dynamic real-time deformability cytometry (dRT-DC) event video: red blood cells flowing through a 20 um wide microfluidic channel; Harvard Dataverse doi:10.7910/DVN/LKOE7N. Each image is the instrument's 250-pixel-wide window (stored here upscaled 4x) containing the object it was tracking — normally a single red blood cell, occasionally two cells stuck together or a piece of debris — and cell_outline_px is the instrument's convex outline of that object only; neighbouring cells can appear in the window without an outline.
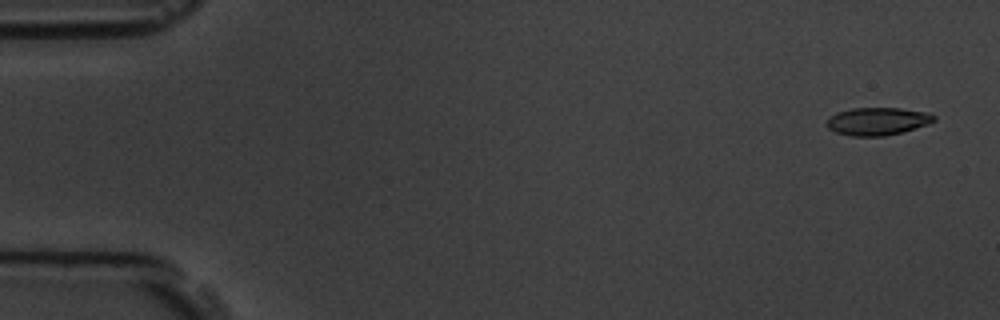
{"species": "common noctule bat (a hibernating species)", "species_latin": "Nyctalus noctula", "temperature_condition": "room temperature", "stored_images_in_passage": 4, "camera_frame_rate_fps": 3000, "um_per_image_px": 0.085, "animal": {"sex": "male", "body_mass_g": 19.5, "forearm_length_mm": 54.6}, "frame": {"image": 1, "passage_image": 1, "time_ms": 0.0, "image_size_px": [1000, 320], "cell_outline_px": [[936, 120], [928, 124], [900, 132], [884, 136], [852, 136], [836, 132], [828, 128], [824, 124], [836, 112], [852, 108], [900, 108], [928, 112], [936, 116]], "centroid_in_image_um": [74.59, 10.3], "position_along_channel_um": 10.4, "area_um2": 17.28}}
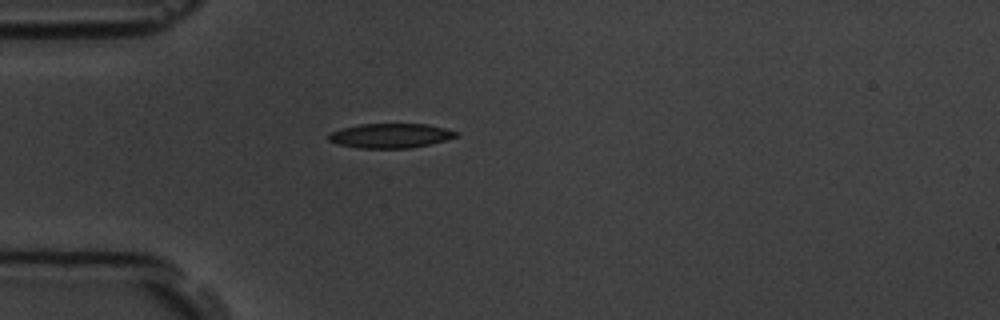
{"frame": {"image": 2, "passage_image": 4, "time_ms": 4.333, "image_size_px": [1000, 320], "cell_outline_px": [[460, 132], [456, 136], [444, 140], [412, 148], [356, 148], [340, 144], [328, 140], [328, 132], [340, 128], [360, 124], [424, 124], [444, 128]], "centroid_in_image_um": [33.13, 11.53], "position_along_channel_um": 51.9, "area_um2": 18.15}}